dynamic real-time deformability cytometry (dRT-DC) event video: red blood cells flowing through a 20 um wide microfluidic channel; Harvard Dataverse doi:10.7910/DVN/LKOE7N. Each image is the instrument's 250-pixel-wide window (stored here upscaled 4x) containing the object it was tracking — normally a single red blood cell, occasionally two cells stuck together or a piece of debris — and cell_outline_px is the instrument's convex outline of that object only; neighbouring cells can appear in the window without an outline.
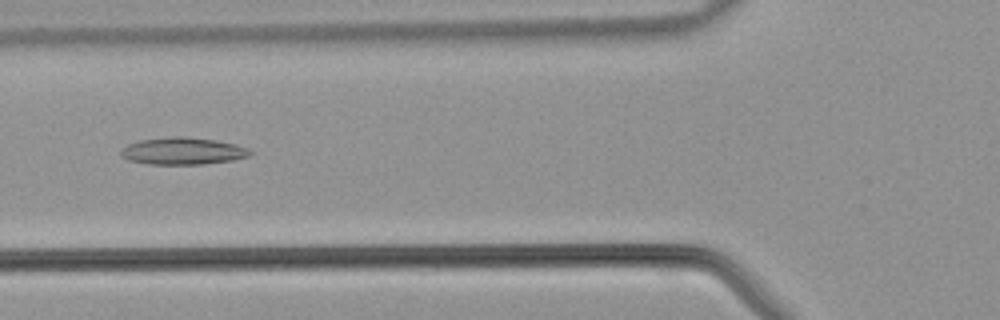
{"species": "common noctule bat (a hibernating species)", "species_latin": "Nyctalus noctula", "temperature_condition": "warm", "stored_images_in_passage": 32, "camera_frame_rate_fps": 3000, "um_per_image_px": 0.085, "animal": {"sex": "male", "body_mass_g": 21.5, "forearm_length_mm": 52.0}, "frame": {"image": 1, "passage_image": 5, "time_ms": 1.333, "image_size_px": [1000, 320], "cell_outline_px": [[252, 152], [248, 156], [232, 160], [204, 164], [148, 164], [128, 160], [120, 156], [120, 152], [128, 144], [140, 140], [172, 136], [184, 136], [216, 140], [236, 144], [248, 148]], "centroid_in_image_um": [15.53, 12.83], "position_along_channel_um": 110.3, "area_um2": 20.4}}
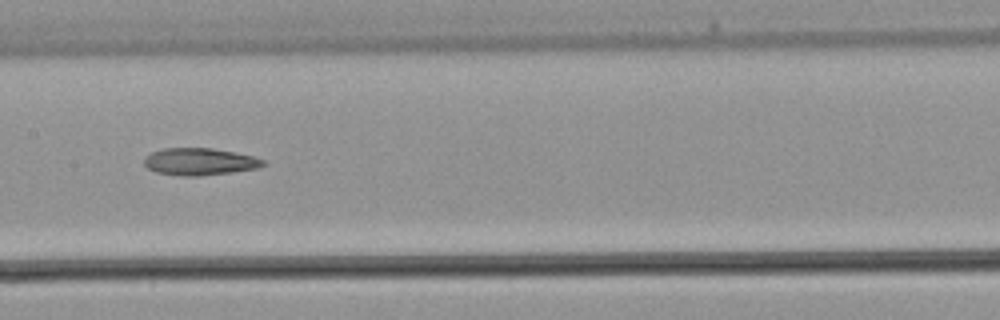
{"frame": {"image": 2, "passage_image": 10, "time_ms": 3.0, "image_size_px": [1000, 320], "cell_outline_px": [[264, 164], [256, 168], [232, 172], [200, 176], [184, 176], [156, 172], [148, 168], [144, 164], [144, 160], [152, 152], [164, 148], [212, 148], [252, 156], [264, 160]], "centroid_in_image_um": [16.95, 13.74], "position_along_channel_um": 190.5, "area_um2": 18.5}}
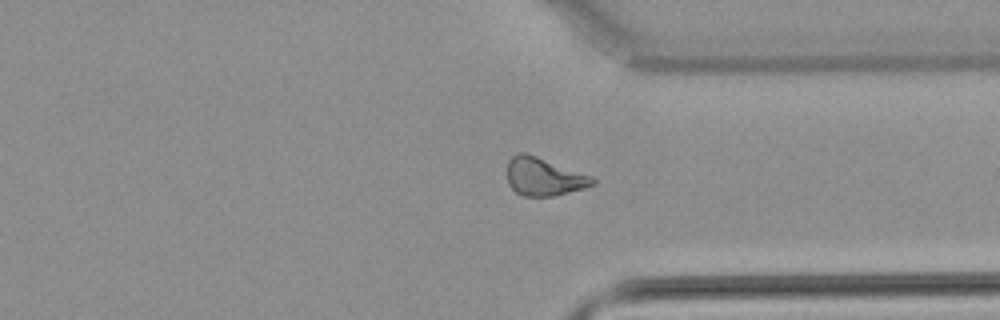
{"frame": {"image": 3, "passage_image": 21, "time_ms": 6.667, "image_size_px": [1000, 320], "cell_outline_px": [[596, 184], [584, 188], [556, 196], [524, 196], [516, 192], [508, 184], [508, 160], [512, 156], [520, 152], [524, 152], [536, 156], [588, 176], [596, 180]], "centroid_in_image_um": [46.19, 15.04], "position_along_channel_um": 365.2, "area_um2": 18.5}}